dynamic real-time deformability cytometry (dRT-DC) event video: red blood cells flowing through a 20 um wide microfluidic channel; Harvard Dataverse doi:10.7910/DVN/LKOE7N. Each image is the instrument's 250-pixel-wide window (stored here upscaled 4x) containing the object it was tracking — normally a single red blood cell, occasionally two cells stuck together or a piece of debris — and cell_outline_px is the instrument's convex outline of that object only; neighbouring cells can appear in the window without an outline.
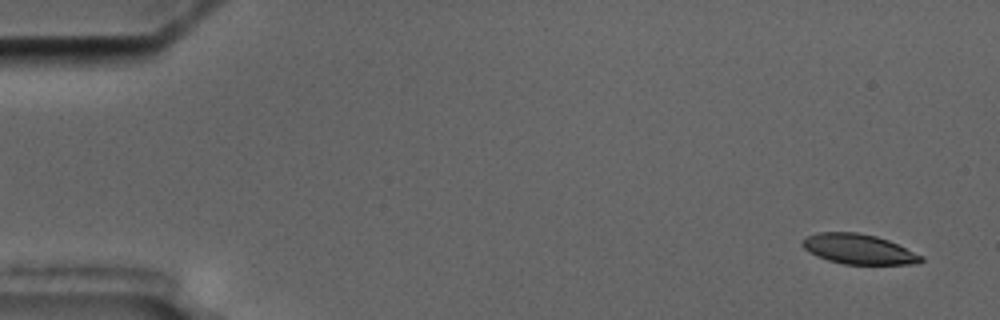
{"species": "common noctule bat (a hibernating species)", "species_latin": "Nyctalus noctula", "temperature_condition": "cold", "stored_images_in_passage": 4, "segment_of_instrument_passage": [1, 2], "camera_frame_rate_fps": 3000, "um_per_image_px": 0.085, "animal": {"sex": "male", "body_mass_g": 17.5, "forearm_length_mm": 52.3}, "frame": {"image": 1, "passage_image": 1, "time_ms": 0.0, "image_size_px": [1000, 320], "cell_outline_px": [[924, 260], [920, 264], [844, 264], [828, 260], [816, 256], [808, 252], [800, 244], [800, 240], [804, 236], [816, 232], [856, 232], [876, 236], [888, 240], [924, 256]], "centroid_in_image_um": [72.94, 21.17], "position_along_channel_um": 12.1, "area_um2": 21.04}}